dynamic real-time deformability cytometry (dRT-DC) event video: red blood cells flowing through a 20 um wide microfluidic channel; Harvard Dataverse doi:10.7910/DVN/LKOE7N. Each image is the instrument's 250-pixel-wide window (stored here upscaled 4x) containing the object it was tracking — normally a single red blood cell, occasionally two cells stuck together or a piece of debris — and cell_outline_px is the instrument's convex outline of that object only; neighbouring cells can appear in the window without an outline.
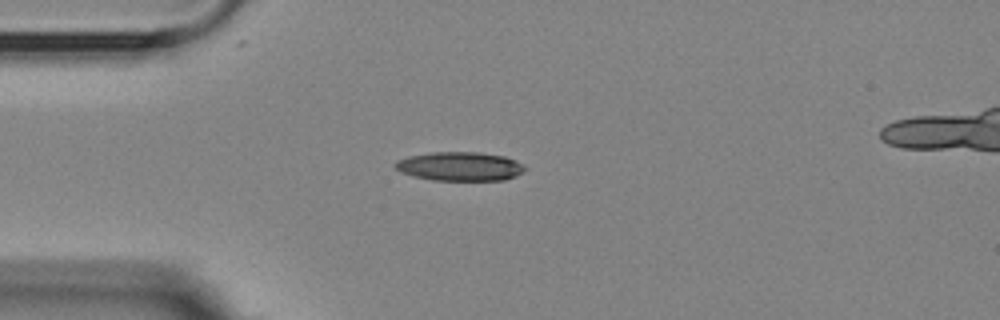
{"species": "Egyptian fruit bat (a non-hibernating species)", "species_latin": "Rousettus aegyptiacus", "temperature_condition": "room temperature", "stored_images_in_passage": 5, "camera_frame_rate_fps": 3000, "um_per_image_px": 0.085, "animal": {"sex": "female"}, "frame": {"image": 1, "passage_image": 3, "time_ms": 2.333, "image_size_px": [1000, 320], "cell_outline_px": [[528, 168], [524, 172], [516, 176], [504, 180], [432, 180], [412, 176], [400, 172], [392, 164], [396, 160], [408, 156], [432, 152], [480, 152], [504, 156], [524, 164]], "centroid_in_image_um": [39.09, 14.14], "position_along_channel_um": 45.9, "area_um2": 22.14}}